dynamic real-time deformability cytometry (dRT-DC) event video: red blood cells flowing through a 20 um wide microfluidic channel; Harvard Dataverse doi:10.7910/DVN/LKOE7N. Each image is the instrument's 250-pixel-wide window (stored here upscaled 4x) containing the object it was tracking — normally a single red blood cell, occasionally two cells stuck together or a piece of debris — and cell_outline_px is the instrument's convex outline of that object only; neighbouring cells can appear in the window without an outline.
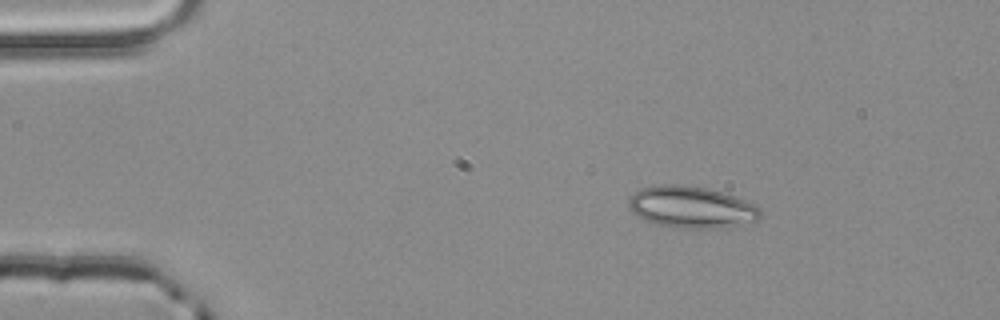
{"species": "common noctule bat (a hibernating species)", "species_latin": "Nyctalus noctula", "temperature_condition": "room temperature", "stored_images_in_passage": 3, "camera_frame_rate_fps": 3000, "um_per_image_px": 0.085, "animal": {"sex": "male", "body_mass_g": 20.4}, "frame": {"image": 1, "passage_image": 1, "time_ms": 0.0, "image_size_px": [1000, 320], "cell_outline_px": [[764, 212], [756, 220], [724, 228], [680, 228], [656, 224], [632, 212], [628, 208], [628, 200], [640, 188], [672, 184], [680, 184], [708, 188], [724, 192], [756, 204]], "centroid_in_image_um": [58.82, 17.6], "position_along_channel_um": 26.2, "area_um2": 31.96}}